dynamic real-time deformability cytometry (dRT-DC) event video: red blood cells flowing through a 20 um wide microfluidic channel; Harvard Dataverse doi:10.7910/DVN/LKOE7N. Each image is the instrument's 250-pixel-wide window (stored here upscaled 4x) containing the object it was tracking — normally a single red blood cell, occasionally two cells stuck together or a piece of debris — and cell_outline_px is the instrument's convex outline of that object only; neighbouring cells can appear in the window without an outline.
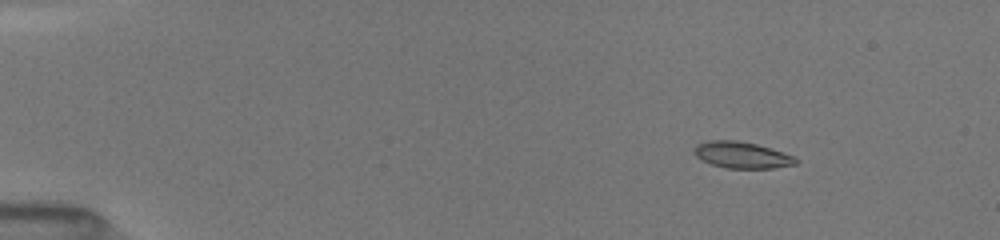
{"species": "common noctule bat (a hibernating species)", "species_latin": "Nyctalus noctula", "temperature_condition": "room temperature", "stored_images_in_passage": 35, "camera_frame_rate_fps": 3000, "um_per_image_px": 0.085, "animal": {"sex": "female", "body_mass_g": 19.5, "forearm_length_mm": 54.1}, "frame": {"image": 1, "passage_image": 1, "time_ms": 0.0, "image_size_px": [1000, 240], "cell_outline_px": [[800, 160], [796, 164], [772, 168], [724, 168], [712, 164], [696, 156], [692, 152], [696, 144], [708, 140], [736, 140], [756, 144], [784, 152], [796, 156]], "centroid_in_image_um": [63.08, 13.17], "position_along_channel_um": 21.9, "area_um2": 15.78}}
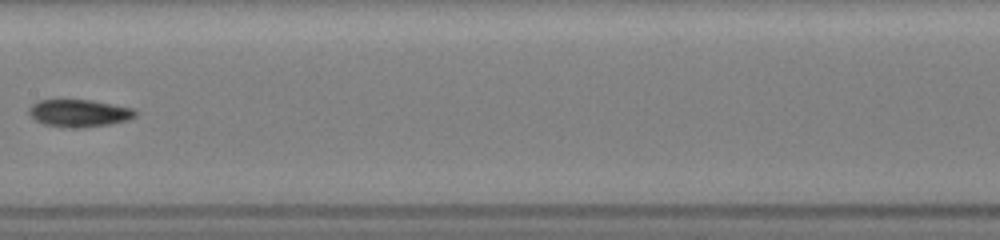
{"frame": {"image": 2, "passage_image": 14, "time_ms": 7.0, "image_size_px": [1000, 240], "cell_outline_px": [[136, 116], [128, 120], [108, 124], [84, 128], [68, 128], [44, 124], [36, 120], [28, 112], [28, 108], [36, 100], [92, 100], [132, 108], [136, 112]], "centroid_in_image_um": [6.71, 9.62], "position_along_channel_um": 200.7, "area_um2": 16.99}}
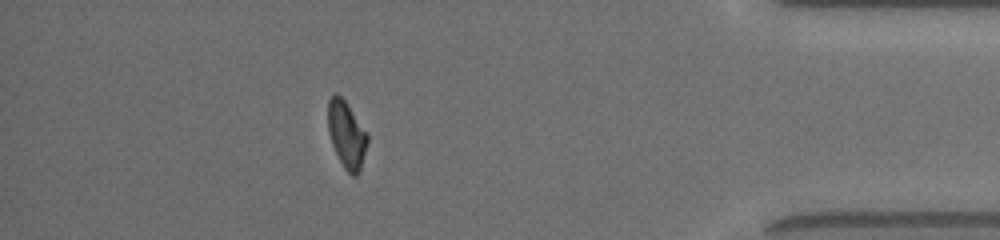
{"frame": {"image": 3, "passage_image": 31, "time_ms": 13.0, "image_size_px": [1000, 240], "cell_outline_px": [[368, 140], [360, 168], [356, 176], [352, 176], [344, 168], [332, 144], [328, 132], [328, 100], [332, 92], [336, 92], [344, 100], [368, 132]], "centroid_in_image_um": [29.45, 11.4], "position_along_channel_um": 405.8, "area_um2": 15.32}, "authors_computed_cell_mechanics": {"area_um2": 15.7216, "velocity_mm_per_s": 4.0584, "shape_relaxation_time_tau1_ms": 5.1377, "shape_relaxation_time_tau2_ms": 4.5116, "deformation_change_tau1": 0.1494, "deformation_change_tau2": 0.0769}}